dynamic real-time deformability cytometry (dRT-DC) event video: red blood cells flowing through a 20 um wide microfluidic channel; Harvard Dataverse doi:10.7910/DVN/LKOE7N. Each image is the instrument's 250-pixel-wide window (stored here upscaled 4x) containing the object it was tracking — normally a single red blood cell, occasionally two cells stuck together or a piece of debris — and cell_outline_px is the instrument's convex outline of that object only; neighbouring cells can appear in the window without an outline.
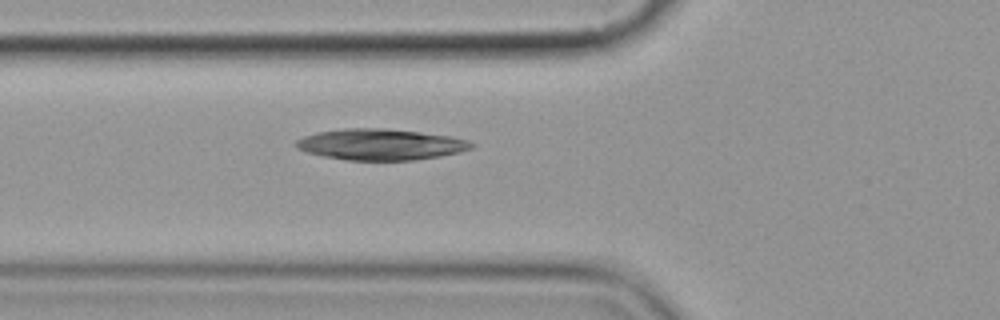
{"species": "common noctule bat (a hibernating species)", "species_latin": "Nyctalus noctula", "temperature_condition": "cold", "stored_images_in_passage": 5, "camera_frame_rate_fps": 3000, "um_per_image_px": 0.085, "animal": {"sex": "female", "body_mass_g": 19.9}, "frame": {"image": 1, "passage_image": 5, "time_ms": 4.667, "image_size_px": [1000, 320], "cell_outline_px": [[476, 144], [472, 148], [460, 152], [440, 156], [412, 160], [348, 160], [324, 156], [308, 152], [296, 148], [296, 140], [304, 136], [316, 132], [344, 128], [384, 128], [420, 132], [452, 136], [468, 140]], "centroid_in_image_um": [32.37, 12.27], "position_along_channel_um": 93.4, "area_um2": 31.79}}